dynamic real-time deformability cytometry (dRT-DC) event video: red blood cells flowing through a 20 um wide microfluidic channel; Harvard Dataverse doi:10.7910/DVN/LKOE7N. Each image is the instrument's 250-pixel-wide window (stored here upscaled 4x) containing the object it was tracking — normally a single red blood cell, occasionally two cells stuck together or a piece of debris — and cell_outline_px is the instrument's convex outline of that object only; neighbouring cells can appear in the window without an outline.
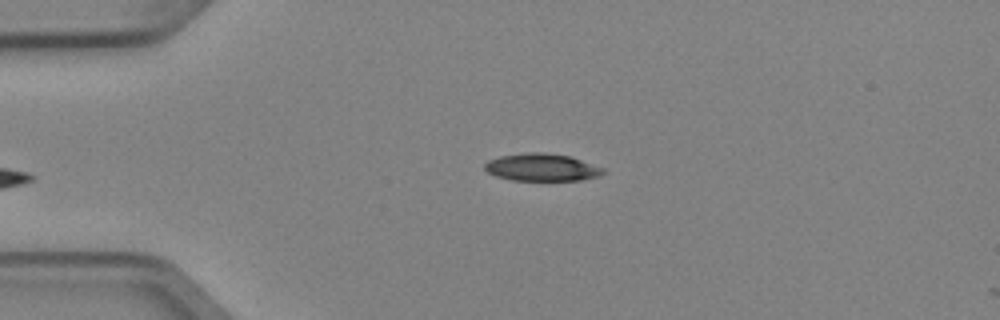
{"species": "Egyptian fruit bat (a non-hibernating species)", "species_latin": "Rousettus aegyptiacus", "temperature_condition": "cold", "stored_images_in_passage": 4, "camera_frame_rate_fps": 3000, "um_per_image_px": 0.085, "animal": {"sex": "female"}, "frame": {"image": 1, "passage_image": 4, "time_ms": 1.0, "image_size_px": [1000, 320], "cell_outline_px": [[608, 172], [600, 176], [584, 180], [512, 180], [496, 176], [488, 172], [484, 168], [484, 164], [488, 160], [500, 156], [528, 152], [544, 152], [572, 156], [604, 168]], "centroid_in_image_um": [46.11, 14.22], "position_along_channel_um": 38.9, "area_um2": 19.19}}